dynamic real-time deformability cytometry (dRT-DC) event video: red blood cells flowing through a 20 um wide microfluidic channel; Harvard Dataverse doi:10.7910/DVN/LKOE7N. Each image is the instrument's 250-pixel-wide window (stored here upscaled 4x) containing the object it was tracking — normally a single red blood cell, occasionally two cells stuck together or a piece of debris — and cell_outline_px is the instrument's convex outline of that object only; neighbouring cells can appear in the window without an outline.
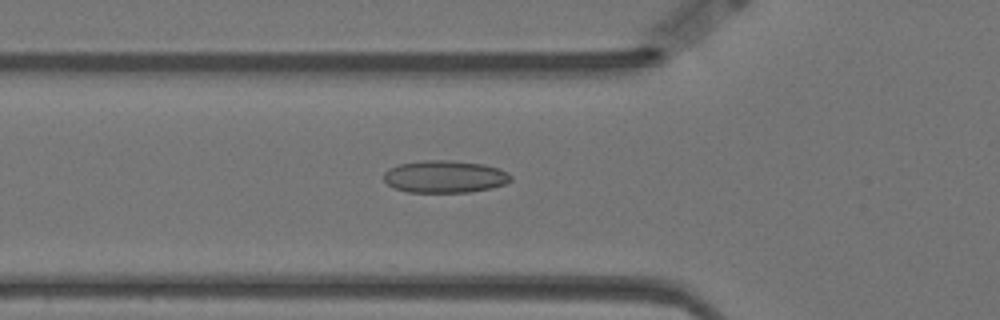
{"species": "Egyptian fruit bat (a non-hibernating species)", "species_latin": "Rousettus aegyptiacus", "temperature_condition": "warm", "stored_images_in_passage": 39, "camera_frame_rate_fps": 3000, "um_per_image_px": 0.085, "animal": {"sex": "female"}, "frame": {"image": 1, "passage_image": 2, "time_ms": 0.333, "image_size_px": [1000, 320], "cell_outline_px": [[512, 180], [504, 184], [492, 188], [468, 192], [408, 192], [396, 188], [388, 184], [384, 180], [384, 172], [388, 168], [400, 164], [424, 160], [448, 160], [484, 164], [508, 172], [512, 176]], "centroid_in_image_um": [37.81, 15.01], "position_along_channel_um": 88.0, "area_um2": 23.87}}
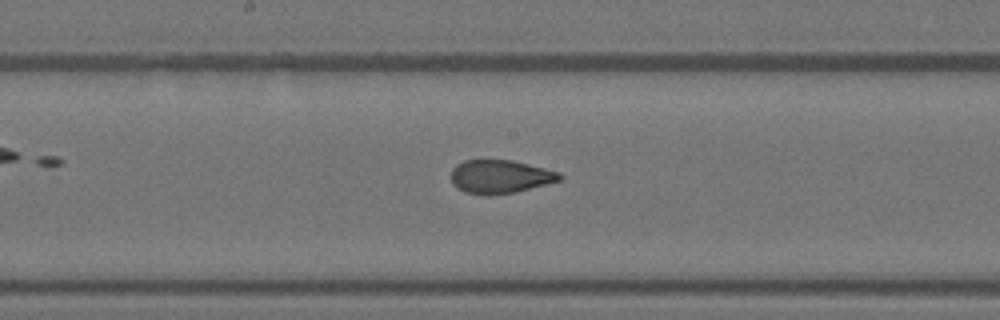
{"frame": {"image": 2, "passage_image": 12, "time_ms": 3.667, "image_size_px": [1000, 320], "cell_outline_px": [[564, 176], [560, 180], [516, 192], [488, 196], [484, 196], [464, 192], [456, 188], [452, 184], [452, 168], [456, 164], [464, 160], [512, 160], [560, 172]], "centroid_in_image_um": [42.48, 15.02], "position_along_channel_um": 205.7, "area_um2": 21.33}}
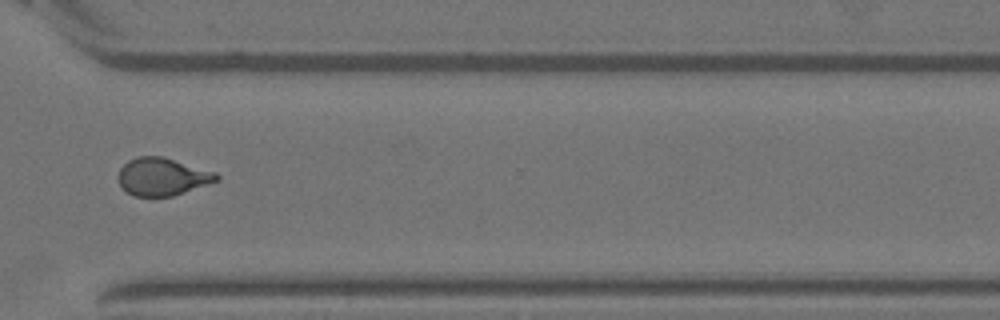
{"frame": {"image": 3, "passage_image": 25, "time_ms": 8.0, "image_size_px": [1000, 320], "cell_outline_px": [[220, 180], [172, 196], [132, 196], [124, 192], [120, 188], [116, 176], [120, 168], [128, 160], [136, 156], [164, 156], [216, 172], [220, 176]], "centroid_in_image_um": [13.75, 15.01], "position_along_channel_um": 356.8, "area_um2": 22.02}}